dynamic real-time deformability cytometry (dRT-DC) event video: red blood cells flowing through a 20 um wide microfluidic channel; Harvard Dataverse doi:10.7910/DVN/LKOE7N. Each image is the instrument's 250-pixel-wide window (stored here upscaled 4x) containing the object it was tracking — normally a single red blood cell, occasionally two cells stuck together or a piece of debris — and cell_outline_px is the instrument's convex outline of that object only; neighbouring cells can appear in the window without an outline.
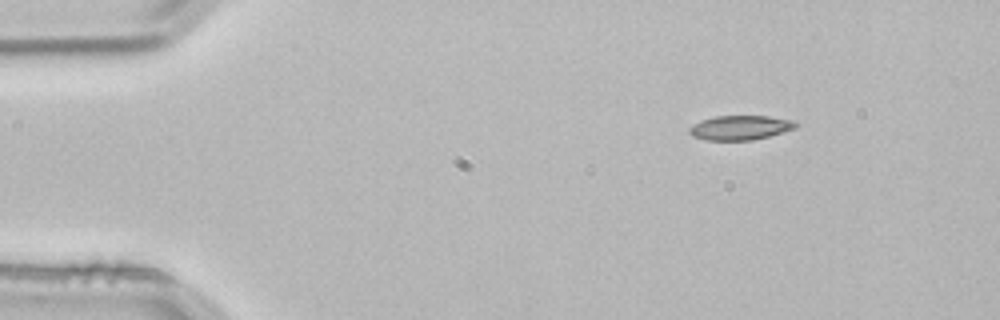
{"species": "common noctule bat (a hibernating species)", "species_latin": "Nyctalus noctula", "temperature_condition": "room temperature", "stored_images_in_passage": 4, "camera_frame_rate_fps": 3000, "um_per_image_px": 0.085, "animal": {"sex": "male", "body_mass_g": 21.5, "forearm_length_mm": 52.0}, "frame": {"image": 1, "passage_image": 1, "time_ms": 0.0, "image_size_px": [1000, 320], "cell_outline_px": [[800, 124], [796, 128], [768, 136], [752, 140], [704, 140], [692, 136], [688, 132], [688, 128], [692, 124], [700, 120], [716, 116], [768, 116], [796, 120]], "centroid_in_image_um": [62.91, 10.84], "position_along_channel_um": 22.1, "area_um2": 15.37}}
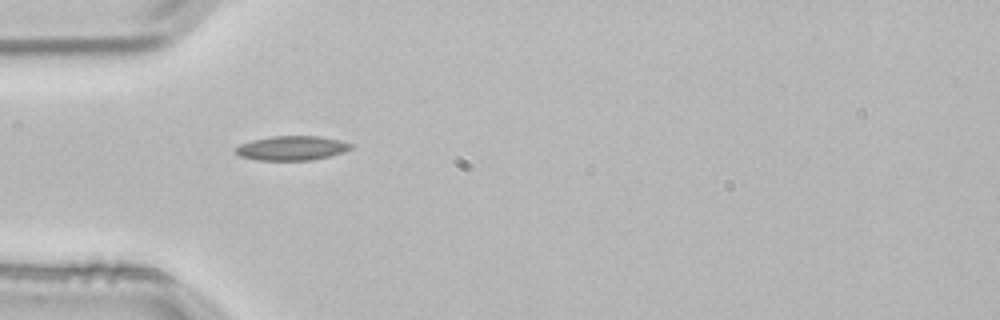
{"frame": {"image": 2, "passage_image": 3, "time_ms": 0.667, "image_size_px": [1000, 320], "cell_outline_px": [[352, 148], [344, 152], [312, 160], [256, 160], [240, 156], [236, 152], [236, 148], [240, 144], [252, 140], [272, 136], [320, 136], [340, 140], [352, 144]], "centroid_in_image_um": [24.81, 12.58], "position_along_channel_um": 60.2, "area_um2": 16.3}}